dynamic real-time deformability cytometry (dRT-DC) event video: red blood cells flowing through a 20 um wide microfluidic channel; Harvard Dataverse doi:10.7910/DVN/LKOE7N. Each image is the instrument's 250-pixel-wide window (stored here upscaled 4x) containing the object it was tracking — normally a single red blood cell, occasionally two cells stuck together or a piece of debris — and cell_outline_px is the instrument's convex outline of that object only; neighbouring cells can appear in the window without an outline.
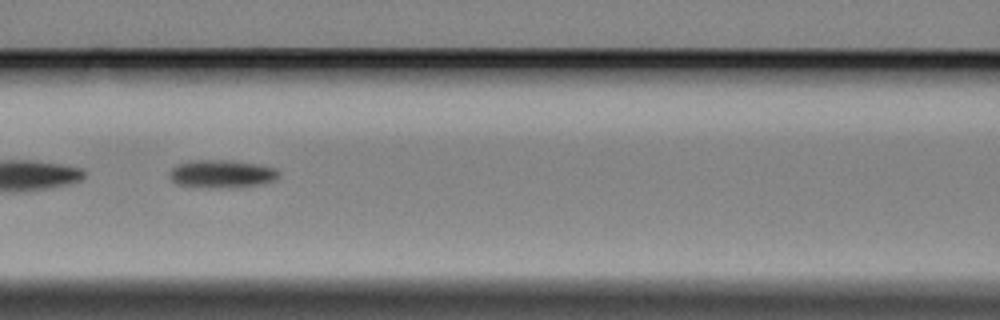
{"species": "Egyptian fruit bat (a non-hibernating species)", "species_latin": "Rousettus aegyptiacus", "temperature_condition": "cold", "stored_images_in_passage": 50, "segment_of_instrument_passage": [2, 2], "camera_frame_rate_fps": 3000, "um_per_image_px": 0.085, "animal": {"sex": "female"}, "frame": {"image": 1, "passage_image": 24, "time_ms": 7.667, "image_size_px": [1000, 320], "cell_outline_px": [[280, 176], [276, 180], [264, 184], [176, 184], [172, 180], [168, 172], [176, 164], [192, 160], [232, 160], [256, 164], [276, 168], [280, 172]], "centroid_in_image_um": [18.89, 14.69], "position_along_channel_um": 147.7, "area_um2": 16.59}}
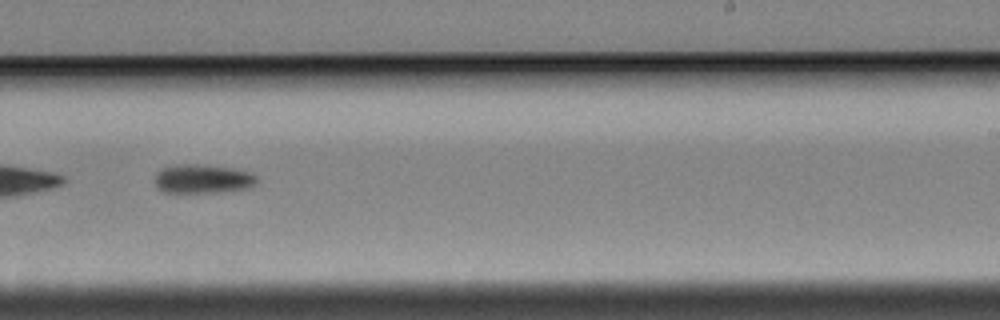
{"frame": {"image": 2, "passage_image": 35, "time_ms": 11.333, "image_size_px": [1000, 320], "cell_outline_px": [[256, 180], [248, 188], [220, 192], [164, 192], [156, 184], [156, 172], [164, 168], [176, 164], [200, 164], [232, 168], [252, 172], [256, 176]], "centroid_in_image_um": [17.24, 15.19], "position_along_channel_um": 271.8, "area_um2": 16.99}}
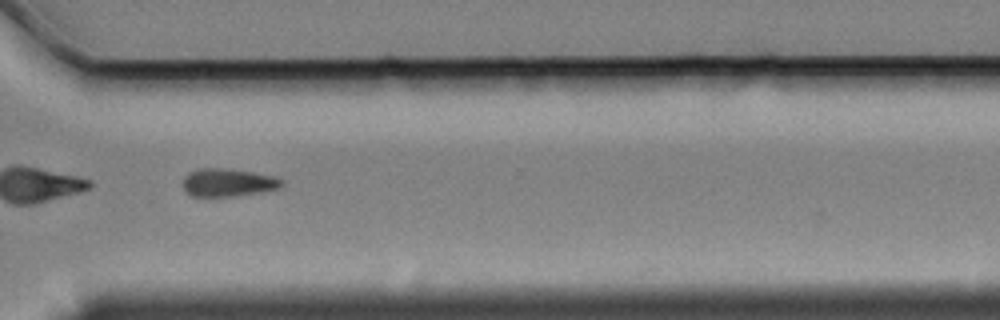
{"frame": {"image": 3, "passage_image": 42, "time_ms": 13.667, "image_size_px": [1000, 320], "cell_outline_px": [[284, 184], [280, 188], [260, 192], [208, 200], [188, 196], [184, 188], [184, 176], [188, 172], [200, 168], [228, 168], [276, 176], [284, 180]], "centroid_in_image_um": [19.34, 15.56], "position_along_channel_um": 351.3, "area_um2": 16.94}}